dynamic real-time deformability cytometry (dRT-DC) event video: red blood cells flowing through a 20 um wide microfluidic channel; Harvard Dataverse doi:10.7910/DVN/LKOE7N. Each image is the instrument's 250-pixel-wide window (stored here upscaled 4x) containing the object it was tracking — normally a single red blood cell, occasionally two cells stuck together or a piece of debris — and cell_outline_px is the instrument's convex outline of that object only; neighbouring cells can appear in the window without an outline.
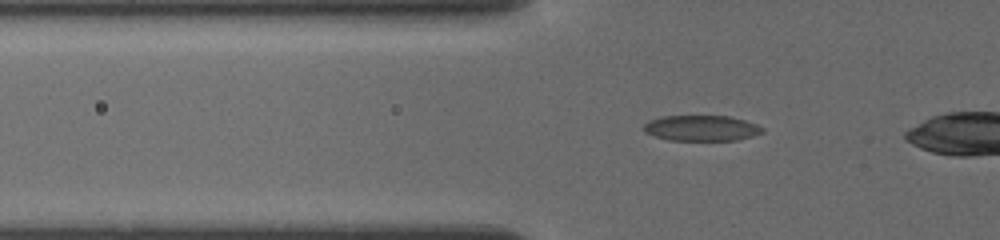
{"species": "common noctule bat (a hibernating species)", "species_latin": "Nyctalus noctula", "temperature_condition": "cold", "stored_images_in_passage": 76, "camera_frame_rate_fps": 3000, "um_per_image_px": 0.085, "animal": {"sex": "female", "body_mass_g": 19.5, "forearm_length_mm": 54.1}, "frame": {"image": 1, "passage_image": 19, "time_ms": 4.0, "image_size_px": [1000, 240], "cell_outline_px": [[764, 132], [752, 136], [736, 140], [668, 140], [652, 136], [644, 132], [644, 124], [648, 120], [664, 116], [728, 116], [744, 120], [756, 124], [764, 128]], "centroid_in_image_um": [59.6, 10.89], "position_along_channel_um": 66.2, "area_um2": 17.74}}
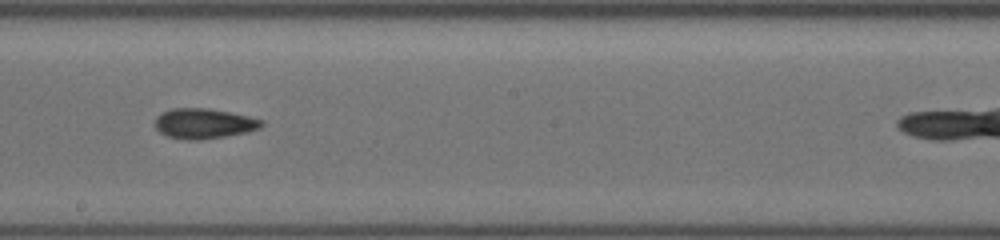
{"frame": {"image": 2, "passage_image": 41, "time_ms": 8.333, "image_size_px": [1000, 240], "cell_outline_px": [[264, 124], [260, 128], [244, 132], [224, 136], [200, 140], [188, 140], [168, 136], [160, 132], [156, 128], [156, 116], [160, 112], [172, 108], [208, 108], [248, 116], [264, 120]], "centroid_in_image_um": [17.31, 10.49], "position_along_channel_um": 230.9, "area_um2": 18.61}}
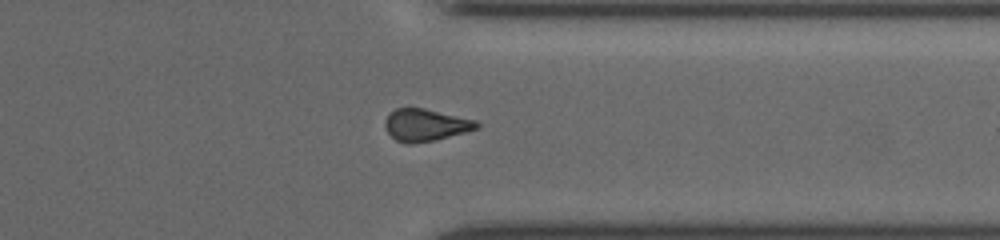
{"frame": {"image": 3, "passage_image": 69, "time_ms": 12.0, "image_size_px": [1000, 240], "cell_outline_px": [[480, 128], [436, 140], [412, 144], [404, 144], [396, 140], [388, 132], [384, 124], [388, 116], [396, 108], [424, 108], [476, 120], [480, 124]], "centroid_in_image_um": [36.2, 10.64], "position_along_channel_um": 375.2, "area_um2": 17.17}}